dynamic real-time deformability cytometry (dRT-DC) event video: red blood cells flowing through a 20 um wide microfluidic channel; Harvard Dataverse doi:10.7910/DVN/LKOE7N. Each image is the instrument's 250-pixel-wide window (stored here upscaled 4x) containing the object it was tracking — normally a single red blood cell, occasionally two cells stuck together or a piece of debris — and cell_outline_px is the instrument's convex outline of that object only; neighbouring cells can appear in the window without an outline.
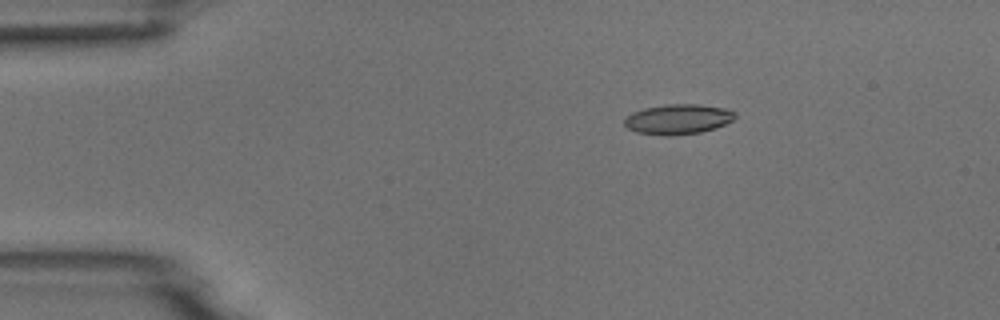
{"species": "common noctule bat (a hibernating species)", "species_latin": "Nyctalus noctula", "temperature_condition": "room temperature", "stored_images_in_passage": 4, "camera_frame_rate_fps": 3000, "um_per_image_px": 0.085, "animal": {"sex": "male", "body_mass_g": 18.8}, "frame": {"image": 1, "passage_image": 2, "time_ms": 2.0, "image_size_px": [1000, 320], "cell_outline_px": [[736, 116], [732, 120], [716, 128], [700, 132], [668, 136], [660, 136], [636, 132], [628, 128], [624, 124], [624, 120], [632, 112], [644, 108], [668, 104], [700, 104], [724, 108], [736, 112]], "centroid_in_image_um": [57.62, 10.13], "position_along_channel_um": 27.4, "area_um2": 19.42}}
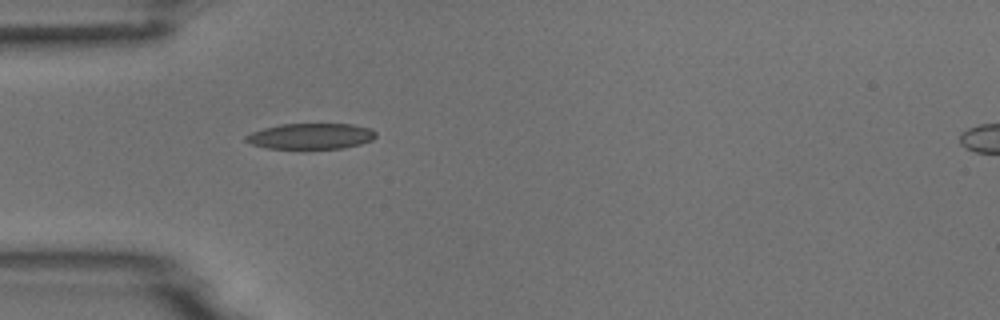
{"frame": {"image": 2, "passage_image": 4, "time_ms": 4.333, "image_size_px": [1000, 320], "cell_outline_px": [[376, 136], [372, 140], [360, 144], [344, 148], [268, 148], [252, 144], [244, 140], [244, 136], [252, 132], [264, 128], [280, 124], [352, 124], [372, 128], [376, 132]], "centroid_in_image_um": [26.44, 11.56], "position_along_channel_um": 58.6, "area_um2": 19.48}}